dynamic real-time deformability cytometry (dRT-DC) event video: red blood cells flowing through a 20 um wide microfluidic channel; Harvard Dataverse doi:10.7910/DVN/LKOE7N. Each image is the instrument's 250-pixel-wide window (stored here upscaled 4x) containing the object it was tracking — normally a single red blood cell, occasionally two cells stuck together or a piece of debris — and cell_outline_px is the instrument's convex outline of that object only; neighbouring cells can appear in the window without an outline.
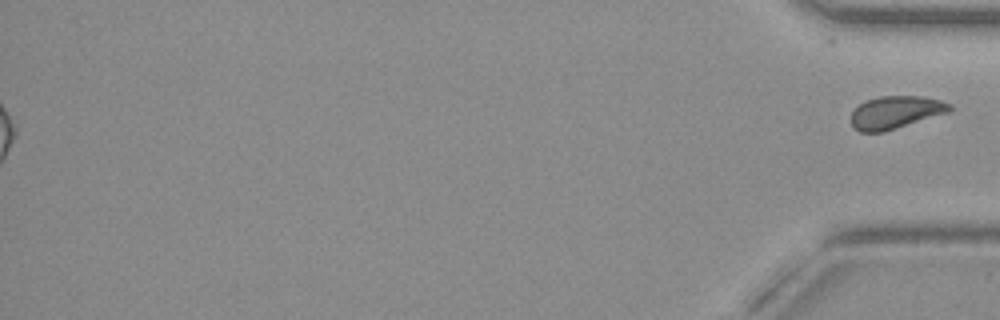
{"species": "common noctule bat (a hibernating species)", "species_latin": "Nyctalus noctula", "temperature_condition": "warm", "stored_images_in_passage": 44, "segment_of_instrument_passage": [2, 2], "camera_frame_rate_fps": 3000, "um_per_image_px": 0.085, "animal": {"sex": "female", "body_mass_g": 19.3, "forearm_length_mm": 54.1}, "frame": {"image": 1, "passage_image": 44, "time_ms": 14.333, "image_size_px": [1000, 320], "cell_outline_px": [[952, 108], [948, 112], [884, 132], [860, 132], [852, 124], [852, 112], [864, 100], [880, 96], [920, 96], [940, 100], [952, 104]], "centroid_in_image_um": [76.13, 9.54], "position_along_channel_um": 359.1, "area_um2": 18.61}}